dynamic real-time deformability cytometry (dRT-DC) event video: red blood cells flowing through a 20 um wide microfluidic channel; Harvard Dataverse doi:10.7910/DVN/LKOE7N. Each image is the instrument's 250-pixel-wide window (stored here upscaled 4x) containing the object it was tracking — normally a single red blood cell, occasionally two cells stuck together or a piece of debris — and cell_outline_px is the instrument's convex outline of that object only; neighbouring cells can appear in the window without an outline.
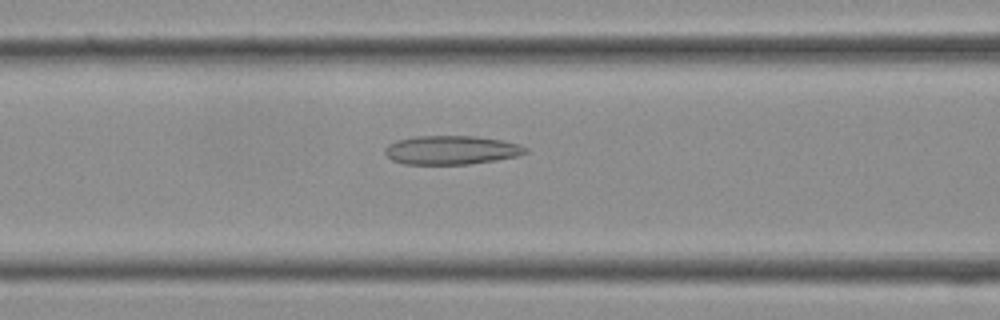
{"species": "Egyptian fruit bat (a non-hibernating species)", "species_latin": "Rousettus aegyptiacus", "temperature_condition": "cold", "stored_images_in_passage": 24, "camera_frame_rate_fps": 3000, "um_per_image_px": 0.085, "frame": {"image": 1, "passage_image": 4, "time_ms": 1.0, "image_size_px": [1000, 320], "cell_outline_px": [[528, 152], [516, 156], [496, 160], [468, 164], [404, 164], [392, 160], [384, 152], [384, 148], [388, 144], [396, 140], [416, 136], [476, 136], [500, 140], [520, 144], [528, 148]], "centroid_in_image_um": [38.35, 12.75], "position_along_channel_um": 128.2, "area_um2": 23.64}}
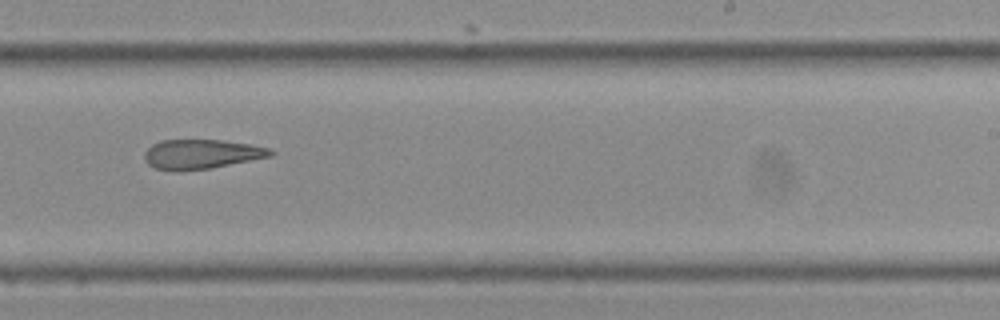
{"frame": {"image": 2, "passage_image": 12, "time_ms": 3.667, "image_size_px": [1000, 320], "cell_outline_px": [[276, 152], [272, 156], [212, 168], [176, 172], [156, 168], [148, 164], [144, 160], [144, 152], [152, 144], [160, 140], [220, 140], [252, 144], [268, 148]], "centroid_in_image_um": [17.11, 13.11], "position_along_channel_um": 271.9, "area_um2": 21.91}}
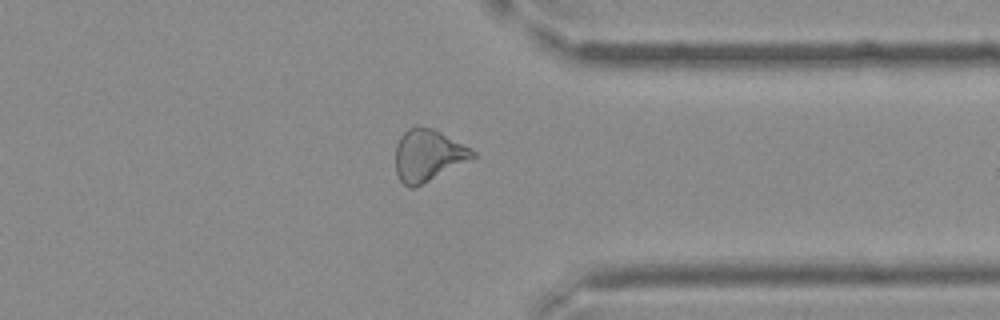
{"frame": {"image": 3, "passage_image": 18, "time_ms": 5.667, "image_size_px": [1000, 320], "cell_outline_px": [[476, 156], [416, 188], [408, 188], [400, 180], [396, 172], [396, 148], [400, 136], [408, 128], [416, 124], [432, 128], [440, 132], [476, 152]], "centroid_in_image_um": [36.34, 13.2], "position_along_channel_um": 375.1, "area_um2": 23.12}}